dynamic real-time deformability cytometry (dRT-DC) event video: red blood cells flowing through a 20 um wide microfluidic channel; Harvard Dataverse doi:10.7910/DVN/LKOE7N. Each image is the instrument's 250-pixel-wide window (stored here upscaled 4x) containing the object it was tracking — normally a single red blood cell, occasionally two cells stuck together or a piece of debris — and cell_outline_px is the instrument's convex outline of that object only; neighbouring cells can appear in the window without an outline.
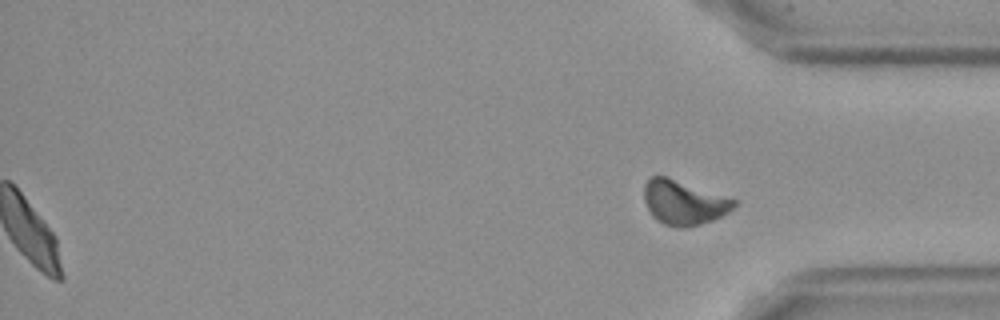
{"species": "Egyptian fruit bat (a non-hibernating species)", "species_latin": "Rousettus aegyptiacus", "temperature_condition": "cold", "stored_images_in_passage": 52, "segment_of_instrument_passage": [2, 2], "camera_frame_rate_fps": 3000, "um_per_image_px": 0.085, "frame": {"image": 1, "passage_image": 52, "time_ms": 17.0, "image_size_px": [1000, 320], "cell_outline_px": [[736, 204], [728, 212], [712, 220], [700, 224], [684, 228], [676, 228], [664, 224], [656, 220], [652, 216], [644, 200], [644, 184], [648, 176], [668, 176], [736, 200]], "centroid_in_image_um": [58.07, 17.2], "position_along_channel_um": 377.1, "area_um2": 23.29}}